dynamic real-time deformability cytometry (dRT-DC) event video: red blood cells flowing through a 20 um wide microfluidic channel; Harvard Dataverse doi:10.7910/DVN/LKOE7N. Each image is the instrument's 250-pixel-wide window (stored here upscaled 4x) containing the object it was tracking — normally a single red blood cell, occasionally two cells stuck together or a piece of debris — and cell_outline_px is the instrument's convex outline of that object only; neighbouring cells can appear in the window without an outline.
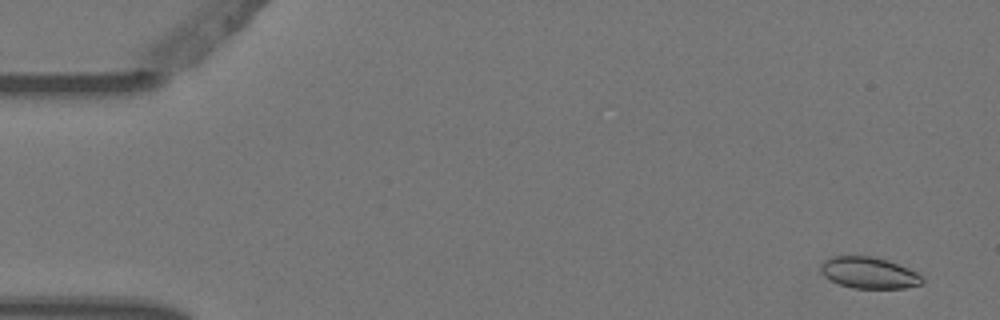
{"species": "Egyptian fruit bat (a non-hibernating species)", "species_latin": "Rousettus aegyptiacus", "temperature_condition": "warm", "stored_images_in_passage": 4, "camera_frame_rate_fps": 3000, "um_per_image_px": 0.085, "animal": {"sex": "female"}, "frame": {"image": 1, "passage_image": 1, "time_ms": 0.0, "image_size_px": [1000, 320], "cell_outline_px": [[924, 284], [904, 288], [852, 288], [840, 284], [824, 276], [820, 272], [820, 264], [824, 260], [832, 256], [872, 256], [888, 260], [908, 268], [916, 272], [924, 280]], "centroid_in_image_um": [73.85, 23.18], "position_along_channel_um": 11.1, "area_um2": 18.61}}